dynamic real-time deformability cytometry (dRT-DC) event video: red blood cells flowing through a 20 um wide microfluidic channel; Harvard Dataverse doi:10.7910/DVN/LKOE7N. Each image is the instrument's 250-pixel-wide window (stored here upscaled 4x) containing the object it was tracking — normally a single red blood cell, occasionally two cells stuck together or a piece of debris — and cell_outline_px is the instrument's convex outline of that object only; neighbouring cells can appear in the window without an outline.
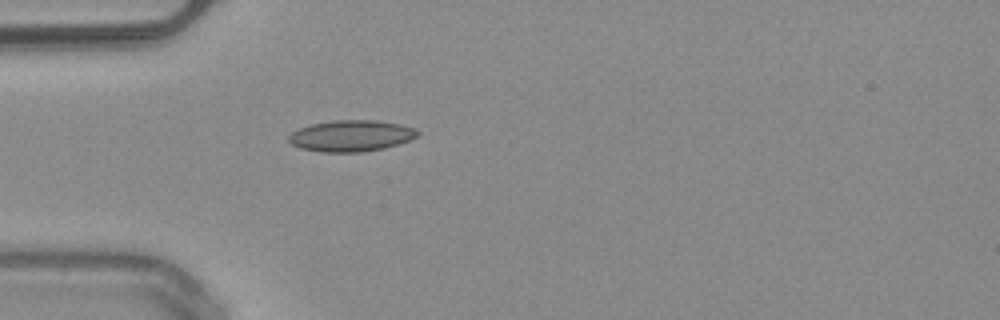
{"species": "common noctule bat (a hibernating species)", "species_latin": "Nyctalus noctula", "temperature_condition": "warm", "stored_images_in_passage": 36, "camera_frame_rate_fps": 3000, "um_per_image_px": 0.085, "animal": {"sex": "male", "body_mass_g": 20.4}, "frame": {"image": 1, "passage_image": 1, "time_ms": 0.0, "image_size_px": [1000, 320], "cell_outline_px": [[420, 132], [416, 136], [408, 140], [384, 148], [360, 152], [320, 152], [300, 148], [292, 144], [288, 140], [288, 136], [292, 132], [300, 128], [312, 124], [332, 120], [376, 120], [400, 124], [412, 128]], "centroid_in_image_um": [29.81, 11.54], "position_along_channel_um": 55.2, "area_um2": 23.29}}
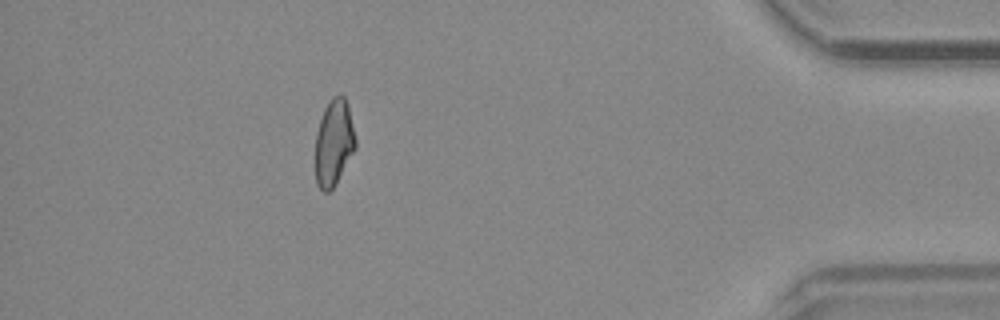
{"frame": {"image": 2, "passage_image": 31, "time_ms": 10.0, "image_size_px": [1000, 320], "cell_outline_px": [[356, 148], [336, 184], [328, 192], [324, 192], [316, 184], [316, 132], [324, 108], [328, 100], [332, 96], [344, 96], [348, 104], [356, 140]], "centroid_in_image_um": [28.38, 12.12], "position_along_channel_um": 406.8, "area_um2": 20.23}, "authors_computed_cell_mechanics": {"area_um2": 20.808, "velocity_mm_per_s": 4.0677, "shape_relaxation_time_tau1_ms": null, "shape_relaxation_time_tau2_ms": 2.4035, "deformation_change_tau1": null, "deformation_change_tau2": 0.0785}}